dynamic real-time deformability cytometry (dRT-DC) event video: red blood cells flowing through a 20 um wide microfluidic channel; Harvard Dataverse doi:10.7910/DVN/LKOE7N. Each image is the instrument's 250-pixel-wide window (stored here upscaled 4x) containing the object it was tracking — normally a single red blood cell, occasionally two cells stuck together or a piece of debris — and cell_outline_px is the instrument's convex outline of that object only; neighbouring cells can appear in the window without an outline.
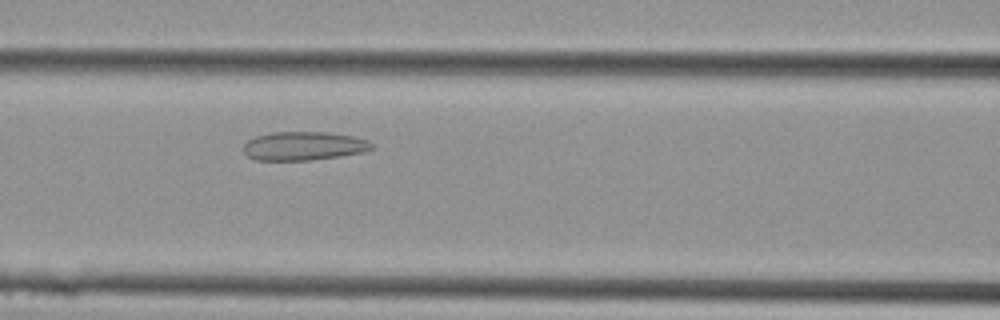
{"species": "Egyptian fruit bat (a non-hibernating species)", "species_latin": "Rousettus aegyptiacus", "temperature_condition": "cold", "stored_images_in_passage": 6, "camera_frame_rate_fps": 3000, "um_per_image_px": 0.085, "animal": {"sex": "female"}, "frame": {"image": 1, "passage_image": 6, "time_ms": 1.667, "image_size_px": [1000, 320], "cell_outline_px": [[376, 148], [364, 152], [340, 156], [308, 160], [256, 160], [248, 156], [244, 152], [244, 144], [248, 140], [256, 136], [272, 132], [324, 132], [352, 136], [368, 140], [376, 144]], "centroid_in_image_um": [25.86, 12.41], "position_along_channel_um": 140.7, "area_um2": 21.5}}